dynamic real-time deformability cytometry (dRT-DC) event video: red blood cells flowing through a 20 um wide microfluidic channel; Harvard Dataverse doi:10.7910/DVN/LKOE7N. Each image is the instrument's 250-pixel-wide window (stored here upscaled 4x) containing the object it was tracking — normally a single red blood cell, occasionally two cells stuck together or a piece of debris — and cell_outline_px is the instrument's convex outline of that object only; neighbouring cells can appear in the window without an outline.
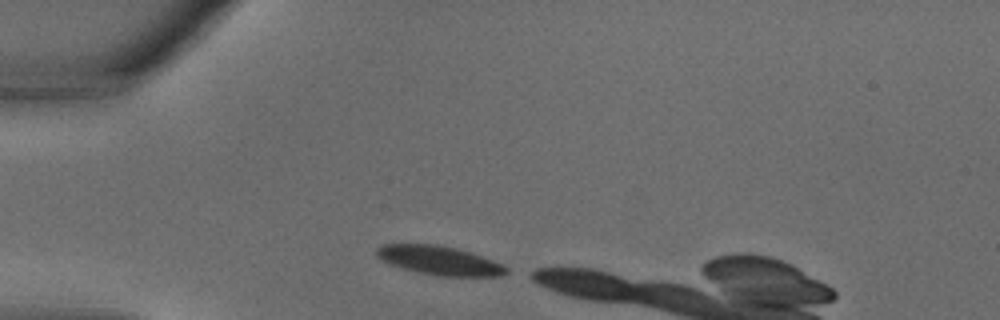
{"species": "common noctule bat (a hibernating species)", "species_latin": "Nyctalus noctula", "temperature_condition": "warm", "stored_images_in_passage": 5, "camera_frame_rate_fps": 3000, "um_per_image_px": 0.085, "animal": {"sex": "male", "body_mass_g": 18.8}, "frame": {"image": 1, "passage_image": 1, "time_ms": 0.0, "image_size_px": [1000, 320], "cell_outline_px": [[508, 272], [500, 276], [440, 276], [416, 272], [388, 264], [380, 260], [376, 256], [376, 248], [380, 244], [436, 244], [456, 248], [472, 252], [492, 260], [508, 268]], "centroid_in_image_um": [37.29, 22.13], "position_along_channel_um": 47.7, "area_um2": 22.02}}